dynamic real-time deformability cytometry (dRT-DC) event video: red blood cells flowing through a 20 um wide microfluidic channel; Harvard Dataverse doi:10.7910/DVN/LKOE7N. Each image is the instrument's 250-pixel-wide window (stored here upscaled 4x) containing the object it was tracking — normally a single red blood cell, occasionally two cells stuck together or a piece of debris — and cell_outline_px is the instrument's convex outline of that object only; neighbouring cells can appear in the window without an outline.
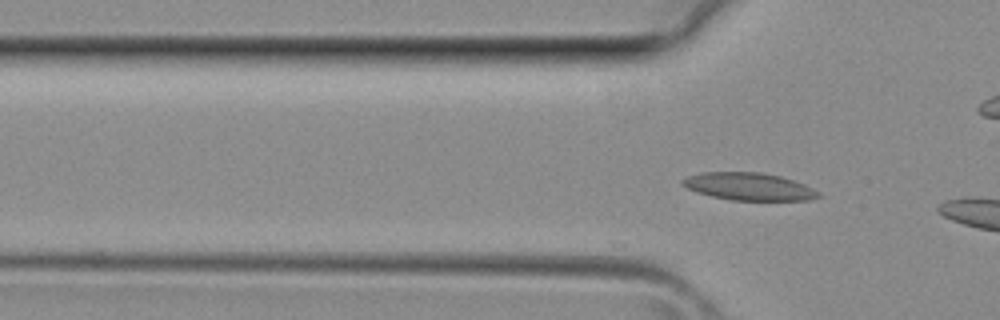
{"species": "common noctule bat (a hibernating species)", "species_latin": "Nyctalus noctula", "temperature_condition": "room temperature", "stored_images_in_passage": 2, "camera_frame_rate_fps": 3000, "um_per_image_px": 0.085, "animal": {"sex": "female", "body_mass_g": 29.2, "forearm_length_mm": 56.3}, "frame": {"image": 1, "passage_image": 2, "time_ms": 0.333, "image_size_px": [1000, 320], "cell_outline_px": [[820, 196], [808, 200], [732, 200], [712, 196], [696, 192], [680, 184], [680, 180], [688, 176], [700, 172], [760, 172], [780, 176], [804, 184], [820, 192]], "centroid_in_image_um": [63.62, 15.85], "position_along_channel_um": 62.2, "area_um2": 21.73}}